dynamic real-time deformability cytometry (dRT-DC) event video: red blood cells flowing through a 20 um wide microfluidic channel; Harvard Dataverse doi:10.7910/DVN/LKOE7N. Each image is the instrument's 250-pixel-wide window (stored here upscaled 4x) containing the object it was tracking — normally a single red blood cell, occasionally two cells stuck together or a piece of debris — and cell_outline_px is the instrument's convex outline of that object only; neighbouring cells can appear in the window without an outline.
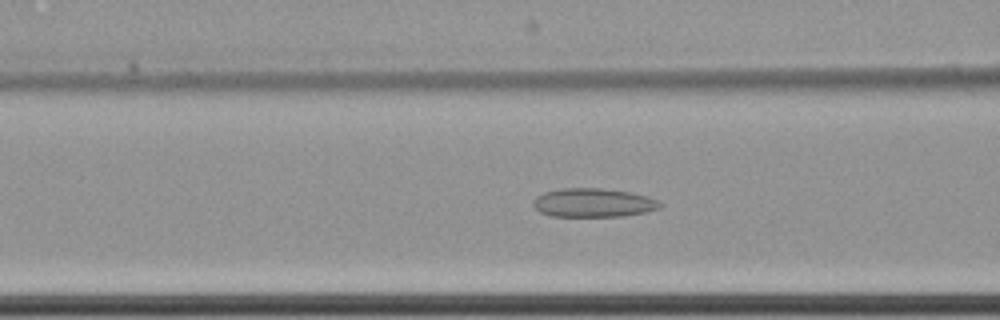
{"species": "common noctule bat (a hibernating species)", "species_latin": "Nyctalus noctula", "temperature_condition": "cold", "stored_images_in_passage": 63, "camera_frame_rate_fps": 3000, "um_per_image_px": 0.085, "animal": {"sex": "female", "body_mass_g": 22.7, "forearm_length_mm": 54.2}, "frame": {"image": 1, "passage_image": 28, "time_ms": 9.0, "image_size_px": [1000, 320], "cell_outline_px": [[664, 204], [660, 208], [648, 212], [624, 216], [552, 216], [540, 212], [532, 204], [532, 200], [536, 196], [544, 192], [560, 188], [600, 188], [632, 192], [648, 196]], "centroid_in_image_um": [50.45, 17.23], "position_along_channel_um": 116.2, "area_um2": 21.5}}
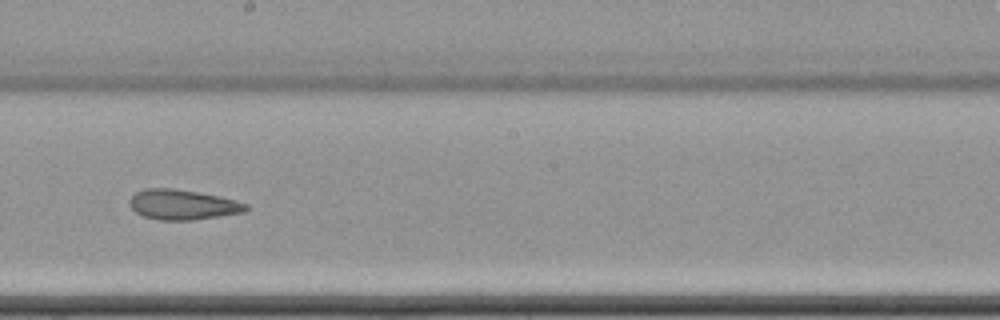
{"frame": {"image": 2, "passage_image": 38, "time_ms": 12.333, "image_size_px": [1000, 320], "cell_outline_px": [[252, 208], [244, 212], [220, 216], [192, 220], [160, 220], [144, 216], [136, 212], [128, 204], [128, 200], [136, 192], [148, 188], [172, 188], [196, 192], [236, 200], [248, 204]], "centroid_in_image_um": [15.54, 17.4], "position_along_channel_um": 232.7, "area_um2": 20.35}}
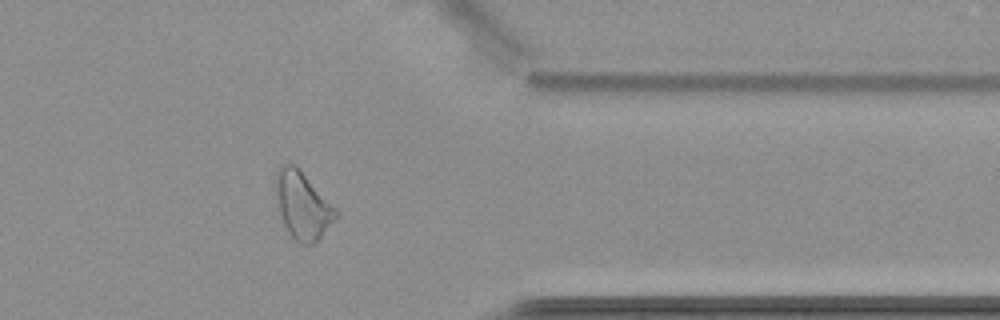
{"frame": {"image": 3, "passage_image": 52, "time_ms": 17.0, "image_size_px": [1000, 320], "cell_outline_px": [[340, 216], [312, 244], [300, 244], [288, 232], [276, 208], [272, 184], [276, 172], [280, 164], [296, 164], [340, 212]], "centroid_in_image_um": [25.67, 17.4], "position_along_channel_um": 385.7, "area_um2": 24.33}, "authors_computed_cell_mechanics": {"area_um2": 25.143, "velocity_mm_per_s": 3.4982, "shape_relaxation_time_tau1_ms": null, "shape_relaxation_time_tau2_ms": 7.3072, "deformation_change_tau1": null, "deformation_change_tau2": 0.1461}}